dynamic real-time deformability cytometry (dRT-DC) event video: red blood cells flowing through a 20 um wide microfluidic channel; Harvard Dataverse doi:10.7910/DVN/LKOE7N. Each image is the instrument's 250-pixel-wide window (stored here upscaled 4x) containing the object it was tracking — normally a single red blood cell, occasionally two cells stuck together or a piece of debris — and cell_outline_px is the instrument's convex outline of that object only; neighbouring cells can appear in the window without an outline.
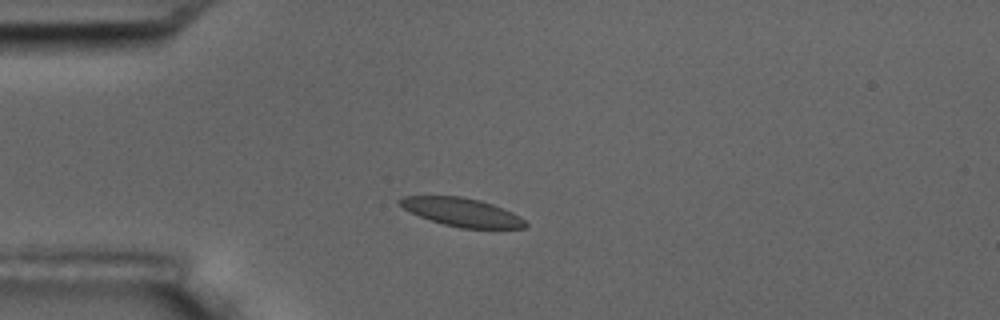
{"species": "common noctule bat (a hibernating species)", "species_latin": "Nyctalus noctula", "temperature_condition": "room temperature", "stored_images_in_passage": 6, "camera_frame_rate_fps": 3000, "um_per_image_px": 0.085, "animal": {"sex": "male", "body_mass_g": 17.5, "forearm_length_mm": 52.3}, "frame": {"image": 1, "passage_image": 1, "time_ms": 0.0, "image_size_px": [1000, 320], "cell_outline_px": [[528, 224], [524, 228], [460, 228], [444, 224], [420, 216], [404, 208], [396, 200], [404, 196], [460, 196], [480, 200], [492, 204], [512, 212], [520, 216]], "centroid_in_image_um": [39.27, 18.03], "position_along_channel_um": 45.7, "area_um2": 20.52}}
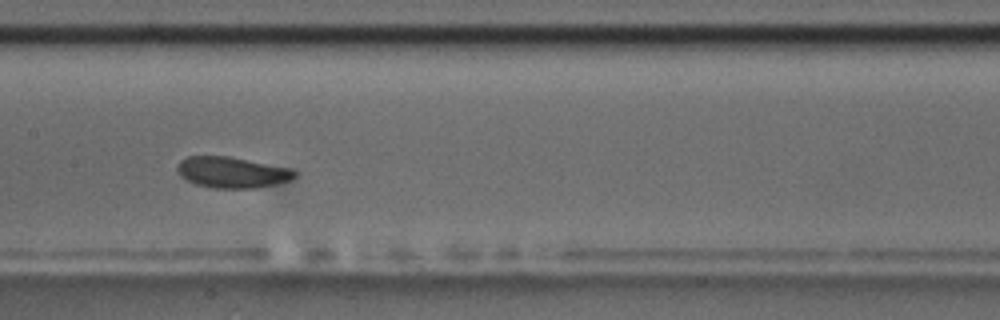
{"frame": {"image": 2, "passage_image": 5, "time_ms": 4.667, "image_size_px": [1000, 320], "cell_outline_px": [[296, 176], [288, 180], [256, 188], [216, 188], [196, 184], [180, 176], [176, 168], [180, 160], [188, 156], [228, 156], [288, 168], [296, 172]], "centroid_in_image_um": [19.66, 14.64], "position_along_channel_um": 187.7, "area_um2": 20.81}}
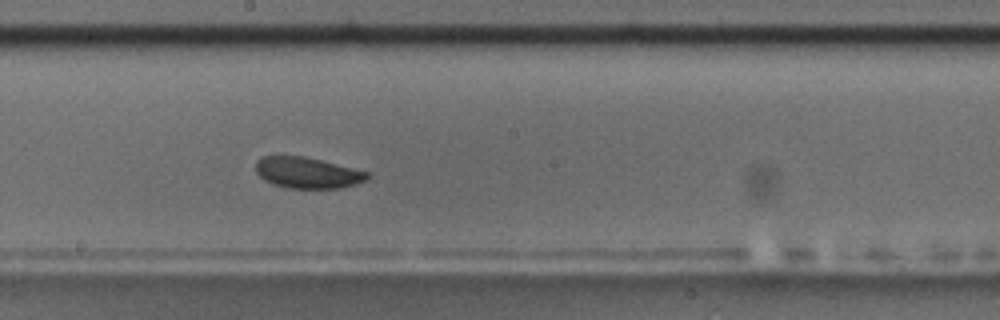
{"frame": {"image": 3, "passage_image": 6, "time_ms": 5.667, "image_size_px": [1000, 320], "cell_outline_px": [[368, 180], [356, 184], [340, 188], [288, 188], [272, 184], [264, 180], [256, 172], [256, 160], [260, 156], [304, 156], [368, 172]], "centroid_in_image_um": [26.1, 14.69], "position_along_channel_um": 222.1, "area_um2": 20.11}}